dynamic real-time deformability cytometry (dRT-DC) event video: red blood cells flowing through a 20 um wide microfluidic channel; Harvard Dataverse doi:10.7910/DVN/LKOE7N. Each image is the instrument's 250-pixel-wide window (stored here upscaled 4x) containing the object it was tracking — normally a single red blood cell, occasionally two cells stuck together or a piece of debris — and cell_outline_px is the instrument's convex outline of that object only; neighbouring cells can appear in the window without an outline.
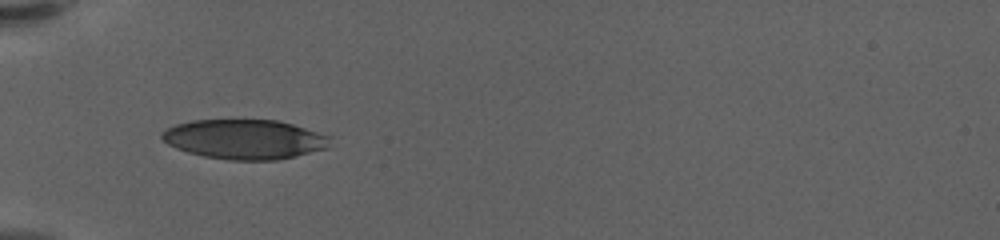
{"species": "human", "species_latin": "Homo sapiens", "temperature_condition": "warm", "stored_images_in_passage": 17, "camera_frame_rate_fps": 3000, "um_per_image_px": 0.085, "donor": {"sex": "female"}, "frame": {"image": 1, "passage_image": 5, "time_ms": 1.333, "image_size_px": [1000, 240], "cell_outline_px": [[332, 136], [328, 148], [296, 156], [276, 160], [228, 160], [204, 156], [188, 152], [176, 148], [168, 144], [160, 136], [160, 132], [176, 124], [192, 120], [280, 120]], "centroid_in_image_um": [20.82, 11.83], "position_along_channel_um": 64.2, "area_um2": 39.02}}
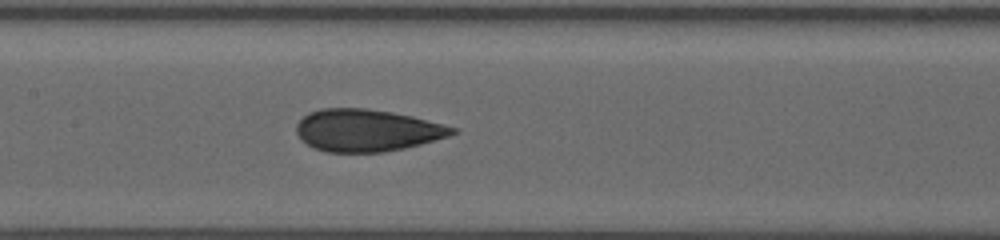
{"frame": {"image": 2, "passage_image": 10, "time_ms": 3.0, "image_size_px": [1000, 240], "cell_outline_px": [[460, 132], [448, 136], [420, 144], [404, 148], [384, 152], [328, 152], [316, 148], [308, 144], [296, 132], [296, 124], [308, 112], [320, 108], [368, 108], [392, 112], [412, 116], [460, 128]], "centroid_in_image_um": [31.23, 11.06], "position_along_channel_um": 176.2, "area_um2": 38.32}}
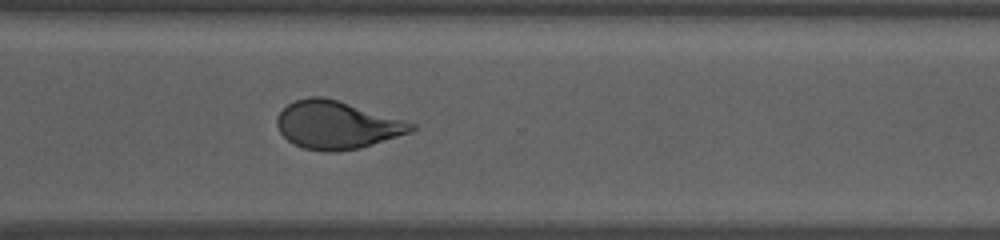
{"frame": {"image": 3, "passage_image": 17, "time_ms": 5.333, "image_size_px": [1000, 240], "cell_outline_px": [[416, 128], [412, 132], [360, 148], [336, 152], [324, 152], [304, 148], [292, 144], [280, 132], [276, 124], [276, 116], [288, 104], [296, 100], [308, 96], [320, 96], [336, 100], [404, 120], [416, 124]], "centroid_in_image_um": [28.61, 10.64], "position_along_channel_um": 342.0, "area_um2": 37.34}}